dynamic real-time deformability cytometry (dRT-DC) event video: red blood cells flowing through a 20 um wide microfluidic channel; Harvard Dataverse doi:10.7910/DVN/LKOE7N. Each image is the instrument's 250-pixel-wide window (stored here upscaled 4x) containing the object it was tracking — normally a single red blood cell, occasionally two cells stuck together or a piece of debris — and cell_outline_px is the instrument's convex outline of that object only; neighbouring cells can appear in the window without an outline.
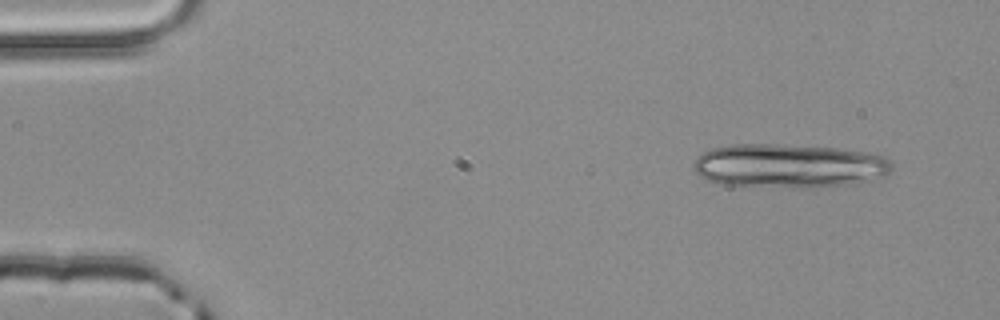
{"species": "common noctule bat (a hibernating species)", "species_latin": "Nyctalus noctula", "temperature_condition": "room temperature", "stored_images_in_passage": 4, "camera_frame_rate_fps": 3000, "um_per_image_px": 0.085, "animal": {"sex": "male", "body_mass_g": 20.4}, "frame": {"image": 1, "passage_image": 1, "time_ms": 0.0, "image_size_px": [1000, 320], "cell_outline_px": [[892, 168], [884, 176], [848, 184], [808, 188], [796, 188], [720, 184], [708, 180], [700, 176], [692, 168], [692, 164], [696, 156], [712, 148], [732, 144], [784, 144], [840, 148], [864, 152], [884, 156], [892, 164]], "centroid_in_image_um": [67.01, 14.09], "position_along_channel_um": 18.0, "area_um2": 50.98}}